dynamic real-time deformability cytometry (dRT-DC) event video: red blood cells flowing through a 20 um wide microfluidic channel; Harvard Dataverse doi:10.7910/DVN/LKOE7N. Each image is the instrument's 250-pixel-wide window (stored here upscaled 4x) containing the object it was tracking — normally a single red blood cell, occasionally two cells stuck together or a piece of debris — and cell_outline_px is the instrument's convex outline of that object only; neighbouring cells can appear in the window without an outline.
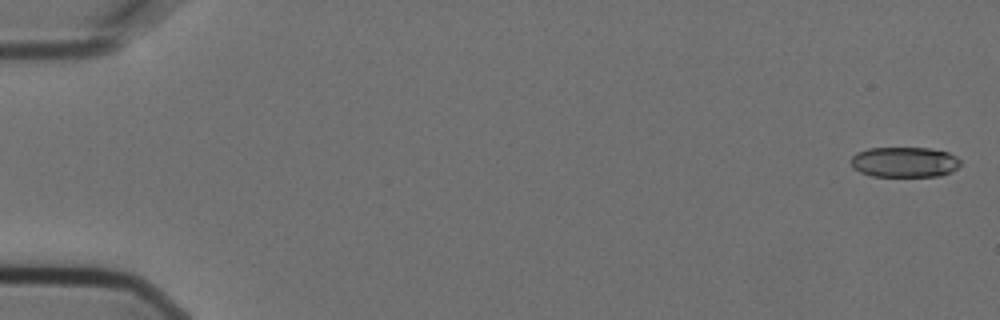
{"species": "Egyptian fruit bat (a non-hibernating species)", "species_latin": "Rousettus aegyptiacus", "temperature_condition": "cold", "stored_images_in_passage": 5, "camera_frame_rate_fps": 3000, "um_per_image_px": 0.085, "animal": {"sex": "female"}, "frame": {"image": 1, "passage_image": 1, "time_ms": 0.0, "image_size_px": [1000, 320], "cell_outline_px": [[960, 164], [952, 172], [940, 176], [872, 176], [860, 172], [852, 168], [852, 156], [856, 152], [868, 148], [928, 148], [948, 152], [956, 156], [960, 160]], "centroid_in_image_um": [76.88, 13.78], "position_along_channel_um": 8.1, "area_um2": 19.42}}
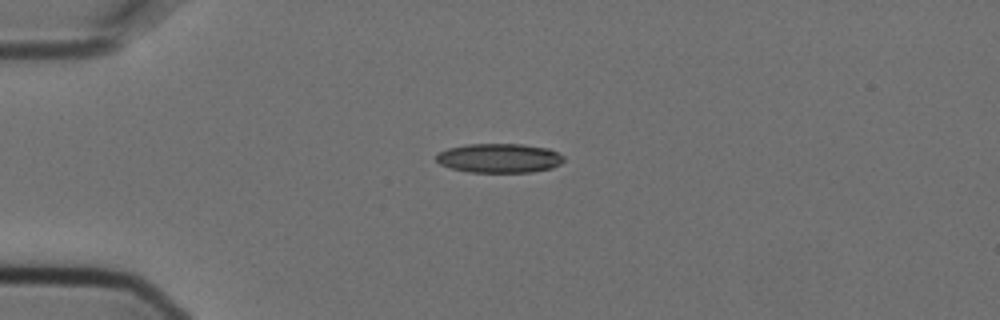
{"frame": {"image": 2, "passage_image": 4, "time_ms": 1.0, "image_size_px": [1000, 320], "cell_outline_px": [[564, 160], [560, 164], [552, 168], [532, 172], [468, 172], [452, 168], [440, 164], [436, 160], [436, 156], [440, 152], [448, 148], [468, 144], [520, 144], [548, 148], [564, 156]], "centroid_in_image_um": [42.45, 13.44], "position_along_channel_um": 42.5, "area_um2": 21.68}}